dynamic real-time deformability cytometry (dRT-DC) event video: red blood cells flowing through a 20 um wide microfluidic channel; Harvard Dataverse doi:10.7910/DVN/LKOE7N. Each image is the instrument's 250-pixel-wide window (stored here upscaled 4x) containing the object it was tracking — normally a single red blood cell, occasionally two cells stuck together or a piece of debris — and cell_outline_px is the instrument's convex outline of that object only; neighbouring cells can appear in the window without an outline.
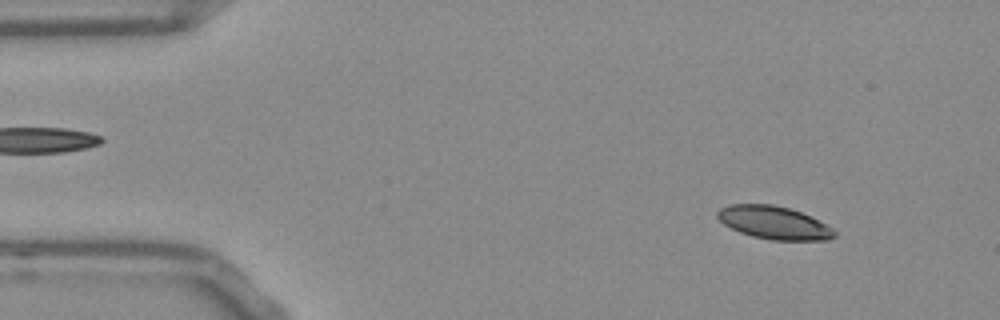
{"species": "Egyptian fruit bat (a non-hibernating species)", "species_latin": "Rousettus aegyptiacus", "temperature_condition": "room temperature", "stored_images_in_passage": 52, "camera_frame_rate_fps": 3000, "um_per_image_px": 0.085, "frame": {"image": 1, "passage_image": 5, "time_ms": 1.333, "image_size_px": [1000, 320], "cell_outline_px": [[836, 236], [828, 240], [772, 240], [752, 236], [740, 232], [724, 224], [716, 216], [716, 212], [720, 208], [728, 204], [772, 204], [788, 208], [800, 212], [828, 224], [836, 232]], "centroid_in_image_um": [65.79, 18.92], "position_along_channel_um": 19.2, "area_um2": 22.48}}
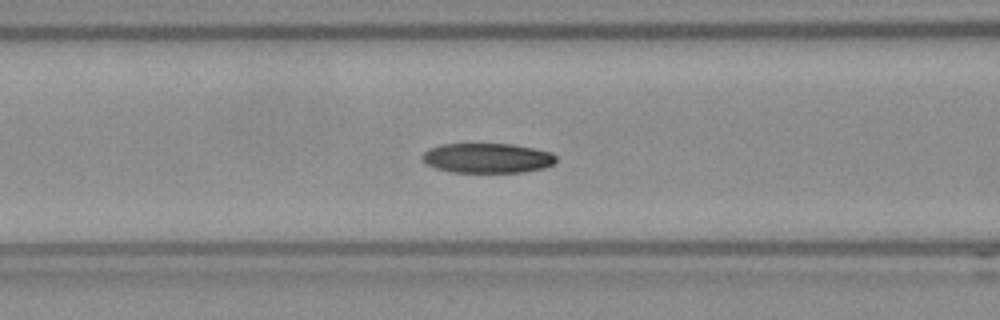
{"frame": {"image": 2, "passage_image": 20, "time_ms": 6.333, "image_size_px": [1000, 320], "cell_outline_px": [[556, 164], [544, 168], [524, 172], [452, 172], [436, 168], [428, 164], [420, 156], [428, 148], [440, 144], [512, 144], [552, 152], [556, 156]], "centroid_in_image_um": [41.44, 13.43], "position_along_channel_um": 125.2, "area_um2": 23.35}}
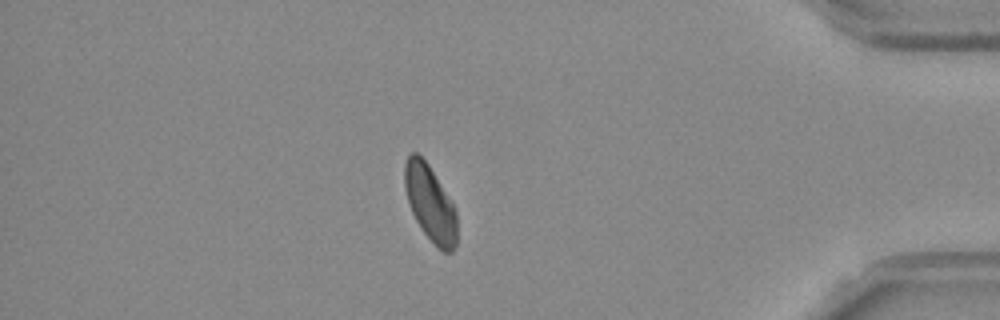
{"frame": {"image": 3, "passage_image": 45, "time_ms": 14.667, "image_size_px": [1000, 320], "cell_outline_px": [[456, 244], [452, 252], [444, 252], [424, 232], [416, 220], [412, 212], [404, 188], [404, 164], [408, 156], [412, 152], [416, 152], [428, 164], [452, 200], [456, 208]], "centroid_in_image_um": [36.57, 17.24], "position_along_channel_um": 398.6, "area_um2": 22.95}, "authors_computed_cell_mechanics": {"area_um2": 23.6402, "velocity_mm_per_s": 3.7714, "shape_relaxation_time_tau1_ms": 8.3318, "shape_relaxation_time_tau2_ms": 4.6158, "deformation_change_tau1": 0.1692, "deformation_change_tau2": 0.1011}}